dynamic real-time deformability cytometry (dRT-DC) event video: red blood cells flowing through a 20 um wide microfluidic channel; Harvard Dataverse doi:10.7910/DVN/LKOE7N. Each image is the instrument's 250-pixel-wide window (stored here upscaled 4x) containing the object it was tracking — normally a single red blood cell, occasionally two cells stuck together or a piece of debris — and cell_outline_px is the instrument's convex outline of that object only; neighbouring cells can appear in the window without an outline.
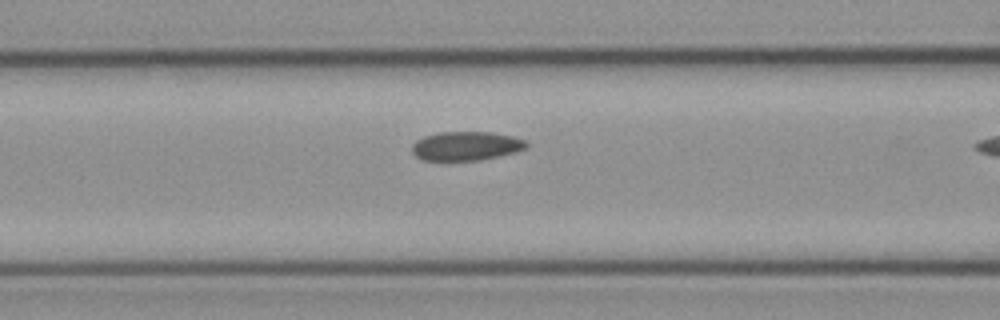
{"species": "common noctule bat (a hibernating species)", "species_latin": "Nyctalus noctula", "temperature_condition": "cold", "stored_images_in_passage": 11, "camera_frame_rate_fps": 3000, "um_per_image_px": 0.085, "animal": {"sex": "female", "body_mass_g": 21.9}, "frame": {"image": 1, "passage_image": 10, "time_ms": 3.0, "image_size_px": [1000, 320], "cell_outline_px": [[528, 148], [516, 152], [500, 156], [480, 160], [424, 160], [416, 156], [412, 152], [412, 144], [416, 140], [424, 136], [440, 132], [492, 132], [512, 136], [528, 140]], "centroid_in_image_um": [39.66, 12.4], "position_along_channel_um": 126.9, "area_um2": 19.48}}